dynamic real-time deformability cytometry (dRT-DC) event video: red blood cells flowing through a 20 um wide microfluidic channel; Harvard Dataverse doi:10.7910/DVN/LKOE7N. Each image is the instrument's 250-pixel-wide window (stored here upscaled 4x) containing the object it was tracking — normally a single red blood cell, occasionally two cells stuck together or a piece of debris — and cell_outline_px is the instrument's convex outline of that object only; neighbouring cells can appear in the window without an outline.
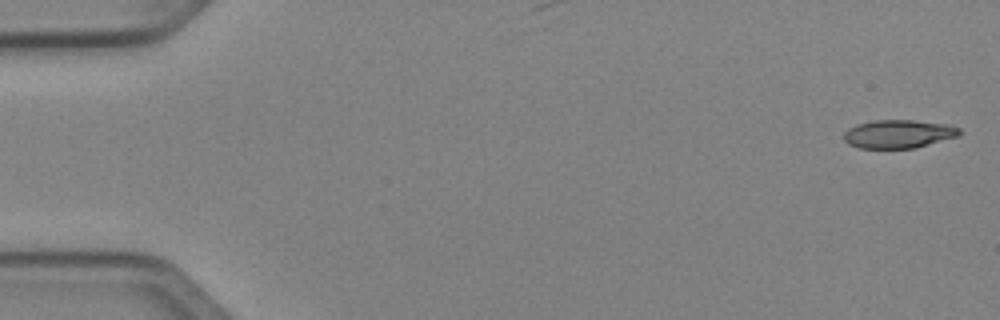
{"species": "Egyptian fruit bat (a non-hibernating species)", "species_latin": "Rousettus aegyptiacus", "temperature_condition": "cold", "stored_images_in_passage": 50, "camera_frame_rate_fps": 3000, "um_per_image_px": 0.085, "animal": {"sex": "female"}, "frame": {"image": 1, "passage_image": 1, "time_ms": 0.0, "image_size_px": [1000, 320], "cell_outline_px": [[964, 132], [960, 136], [912, 148], [860, 148], [848, 144], [844, 140], [844, 132], [848, 128], [856, 124], [872, 120], [912, 120], [948, 124], [960, 128]], "centroid_in_image_um": [76.39, 11.37], "position_along_channel_um": 8.6, "area_um2": 19.25}}
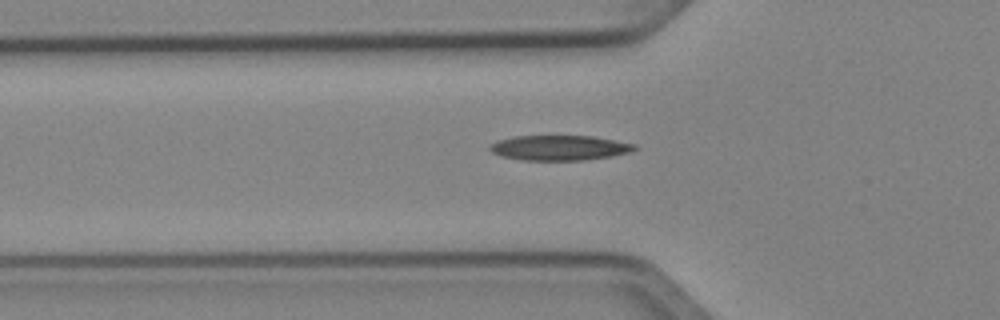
{"frame": {"image": 2, "passage_image": 17, "time_ms": 5.333, "image_size_px": [1000, 320], "cell_outline_px": [[636, 148], [632, 152], [612, 156], [580, 160], [524, 160], [500, 156], [492, 152], [488, 148], [496, 140], [512, 136], [592, 136], [636, 144]], "centroid_in_image_um": [47.54, 12.56], "position_along_channel_um": 78.3, "area_um2": 21.1}}
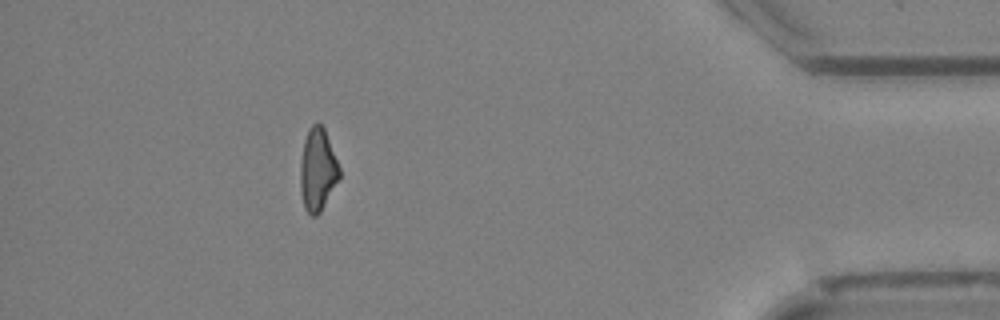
{"frame": {"image": 3, "passage_image": 45, "time_ms": 14.667, "image_size_px": [1000, 320], "cell_outline_px": [[340, 176], [320, 212], [316, 216], [312, 216], [304, 208], [300, 192], [300, 164], [304, 140], [308, 128], [316, 120], [324, 128], [340, 168]], "centroid_in_image_um": [26.98, 14.4], "position_along_channel_um": 408.2, "area_um2": 18.79}, "authors_computed_cell_mechanics": {"area_um2": 19.7676, "velocity_mm_per_s": 4.0672, "shape_relaxation_time_tau1_ms": 4.6723, "shape_relaxation_time_tau2_ms": null, "deformation_change_tau1": 0.1567, "deformation_change_tau2": null}}